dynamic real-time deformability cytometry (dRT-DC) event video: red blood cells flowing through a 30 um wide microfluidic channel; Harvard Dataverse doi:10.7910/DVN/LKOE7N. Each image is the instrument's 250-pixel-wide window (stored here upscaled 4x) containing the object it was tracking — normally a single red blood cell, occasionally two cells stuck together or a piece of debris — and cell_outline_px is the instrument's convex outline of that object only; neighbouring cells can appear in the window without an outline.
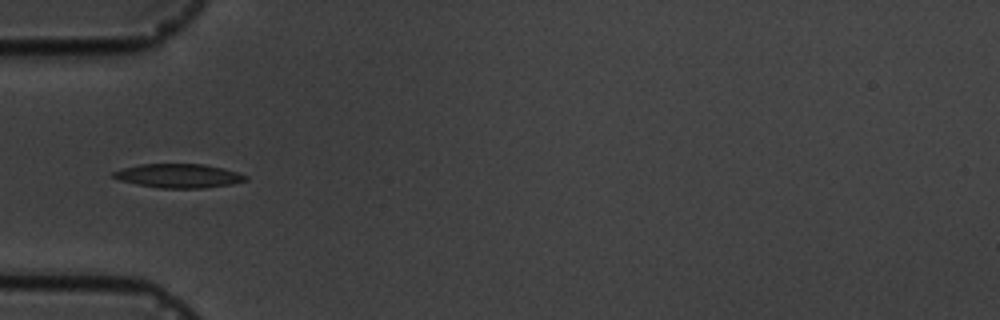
{"species": "common noctule bat (a hibernating species)", "species_latin": "Nyctalus noctula", "temperature_condition": "cold", "stored_images_in_passage": 8, "camera_frame_rate_fps": 3000, "um_per_image_px": 0.085, "animal": {"sex": "male", "body_mass_g": 19.5, "forearm_length_mm": 54.6}, "frame": {"image": 1, "passage_image": 6, "time_ms": 5.667, "image_size_px": [1000, 320], "cell_outline_px": [[248, 180], [232, 184], [204, 188], [160, 188], [136, 184], [120, 180], [112, 176], [112, 172], [124, 168], [140, 164], [204, 164], [224, 168], [248, 176]], "centroid_in_image_um": [15.21, 14.94], "position_along_channel_um": 69.8, "area_um2": 18.44}}
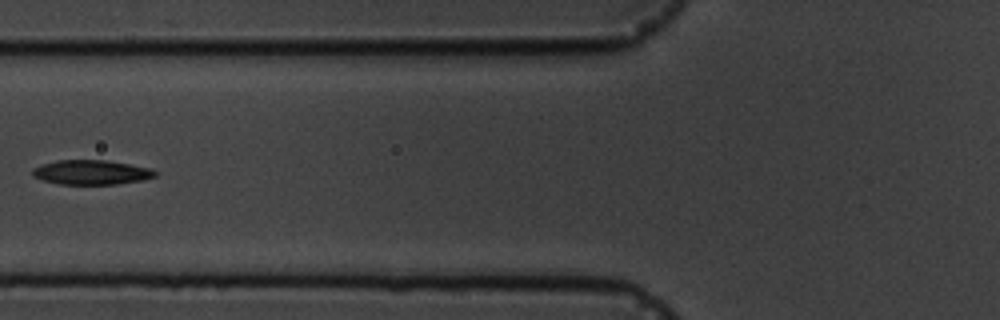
{"frame": {"image": 2, "passage_image": 7, "time_ms": 7.0, "image_size_px": [1000, 320], "cell_outline_px": [[156, 176], [144, 180], [116, 184], [60, 184], [44, 180], [32, 176], [32, 168], [40, 164], [56, 160], [108, 160], [152, 168], [156, 172]], "centroid_in_image_um": [7.76, 14.64], "position_along_channel_um": 118.0, "area_um2": 17.69}}
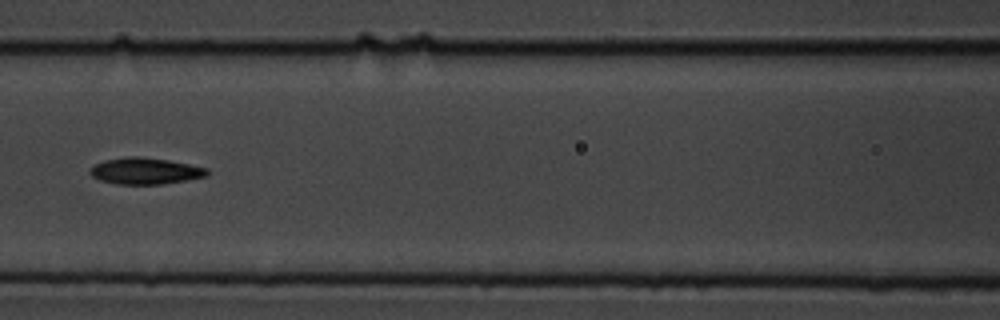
{"frame": {"image": 3, "passage_image": 8, "time_ms": 8.0, "image_size_px": [1000, 320], "cell_outline_px": [[208, 176], [160, 184], [116, 184], [100, 180], [92, 176], [88, 172], [96, 164], [104, 160], [128, 156], [136, 156], [168, 160], [208, 168]], "centroid_in_image_um": [12.33, 14.53], "position_along_channel_um": 154.3, "area_um2": 17.86}}